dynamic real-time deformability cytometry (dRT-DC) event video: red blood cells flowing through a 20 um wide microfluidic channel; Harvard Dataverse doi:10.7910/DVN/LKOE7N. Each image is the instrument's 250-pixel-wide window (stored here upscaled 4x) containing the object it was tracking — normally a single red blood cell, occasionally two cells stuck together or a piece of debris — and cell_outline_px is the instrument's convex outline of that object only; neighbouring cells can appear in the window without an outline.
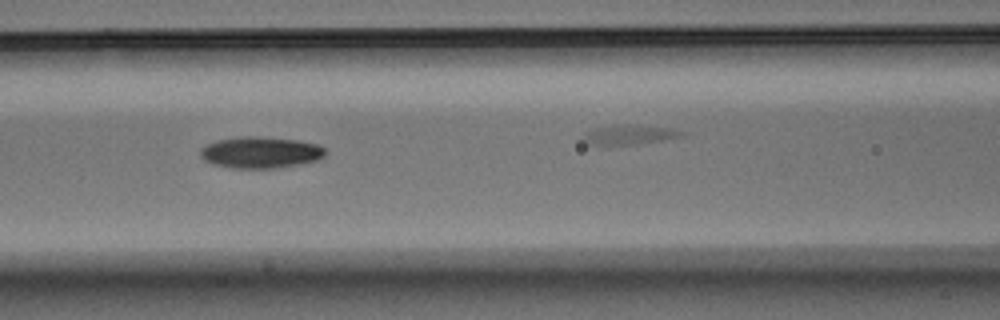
{"species": "Egyptian fruit bat (a non-hibernating species)", "species_latin": "Rousettus aegyptiacus", "temperature_condition": "warm", "stored_images_in_passage": 25, "segment_of_instrument_passage": [2, 2], "camera_frame_rate_fps": 3000, "um_per_image_px": 0.085, "animal": {"sex": "male"}, "frame": {"image": 1, "passage_image": 5, "time_ms": 1.333, "image_size_px": [1000, 320], "cell_outline_px": [[324, 156], [316, 160], [300, 164], [276, 168], [232, 168], [212, 164], [204, 160], [200, 156], [200, 148], [204, 144], [216, 140], [240, 136], [260, 136], [300, 140], [320, 144], [324, 148]], "centroid_in_image_um": [22.11, 12.94], "position_along_channel_um": 144.5, "area_um2": 23.24}}
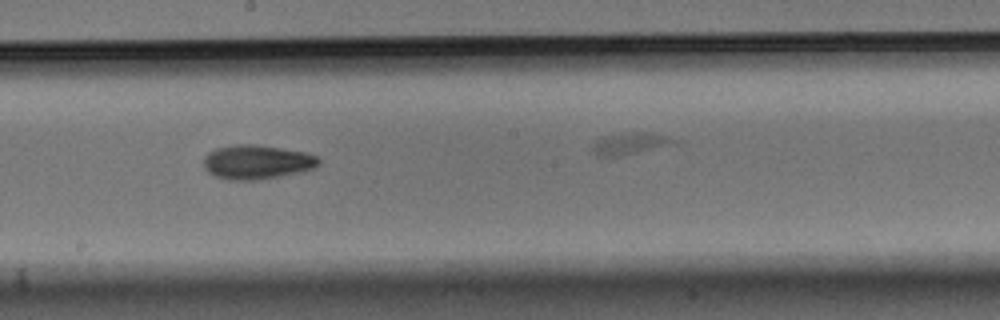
{"frame": {"image": 2, "passage_image": 12, "time_ms": 3.667, "image_size_px": [1000, 320], "cell_outline_px": [[320, 164], [316, 168], [300, 172], [280, 176], [256, 180], [228, 180], [216, 176], [208, 172], [204, 168], [204, 156], [208, 152], [216, 148], [236, 144], [256, 144], [304, 152], [316, 156], [320, 160]], "centroid_in_image_um": [21.83, 13.77], "position_along_channel_um": 226.4, "area_um2": 23.0}}
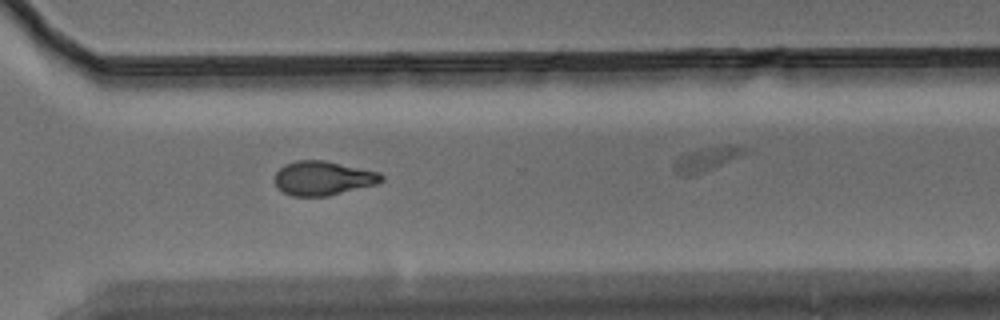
{"frame": {"image": 3, "passage_image": 22, "time_ms": 7.0, "image_size_px": [1000, 320], "cell_outline_px": [[384, 180], [376, 184], [328, 196], [292, 196], [284, 192], [276, 184], [276, 172], [284, 164], [296, 160], [324, 160], [380, 172], [384, 176]], "centroid_in_image_um": [27.48, 15.14], "position_along_channel_um": 343.1, "area_um2": 21.15}}